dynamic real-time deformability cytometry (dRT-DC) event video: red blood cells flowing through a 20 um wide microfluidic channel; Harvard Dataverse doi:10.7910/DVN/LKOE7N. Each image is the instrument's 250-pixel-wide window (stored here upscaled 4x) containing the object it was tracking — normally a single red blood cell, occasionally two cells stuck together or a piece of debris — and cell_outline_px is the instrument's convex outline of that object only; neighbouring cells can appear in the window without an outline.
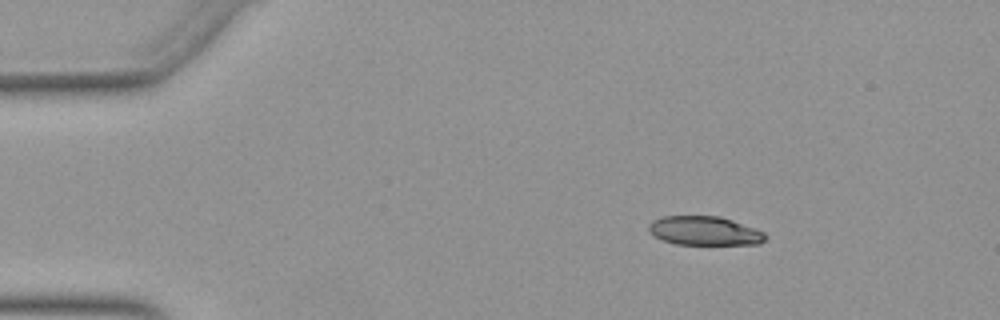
{"species": "Egyptian fruit bat (a non-hibernating species)", "species_latin": "Rousettus aegyptiacus", "temperature_condition": "warm", "stored_images_in_passage": 17, "camera_frame_rate_fps": 3000, "um_per_image_px": 0.085, "animal": {"sex": "female"}, "frame": {"image": 1, "passage_image": 7, "time_ms": 2.0, "image_size_px": [1000, 320], "cell_outline_px": [[768, 236], [760, 244], [676, 244], [664, 240], [656, 236], [648, 228], [648, 224], [652, 220], [664, 216], [720, 216], [756, 228], [764, 232]], "centroid_in_image_um": [59.92, 19.61], "position_along_channel_um": 25.1, "area_um2": 19.59}}
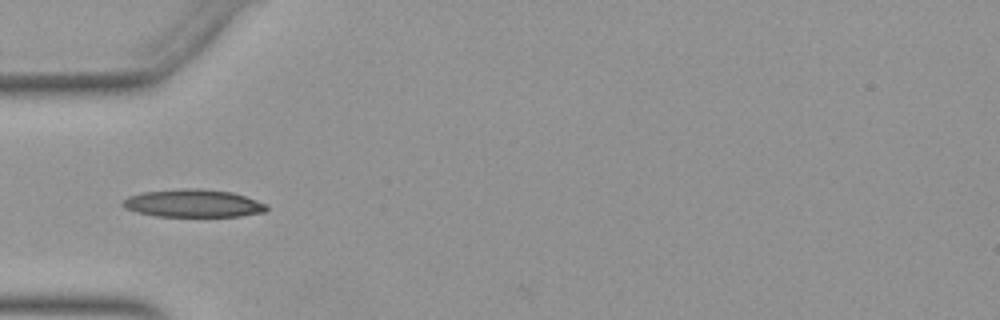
{"frame": {"image": 2, "passage_image": 16, "time_ms": 5.0, "image_size_px": [1000, 320], "cell_outline_px": [[268, 208], [264, 212], [240, 216], [156, 216], [136, 212], [124, 208], [120, 204], [120, 200], [128, 196], [140, 192], [180, 188], [200, 188], [232, 192], [268, 204]], "centroid_in_image_um": [16.36, 17.27], "position_along_channel_um": 68.6, "area_um2": 23.58}}